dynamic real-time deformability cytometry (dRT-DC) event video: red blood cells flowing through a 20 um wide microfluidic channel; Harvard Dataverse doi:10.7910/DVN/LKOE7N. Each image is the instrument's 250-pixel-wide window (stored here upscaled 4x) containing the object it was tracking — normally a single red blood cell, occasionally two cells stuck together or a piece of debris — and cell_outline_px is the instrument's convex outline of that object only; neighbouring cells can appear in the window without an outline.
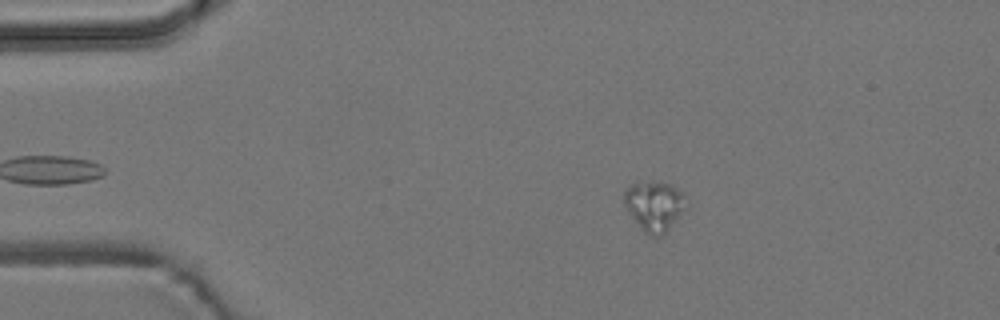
{"species": "common noctule bat (a hibernating species)", "species_latin": "Nyctalus noctula", "temperature_condition": "room temperature", "stored_images_in_passage": 4, "camera_frame_rate_fps": 3000, "um_per_image_px": 0.085, "animal": {"sex": "male", "body_mass_g": 19.2, "forearm_length_mm": 51.8}, "frame": {"image": 1, "passage_image": 1, "time_ms": 0.0, "image_size_px": [1000, 320], "cell_outline_px": [[688, 208], [660, 236], [652, 236], [644, 232], [640, 228], [628, 212], [624, 200], [624, 192], [636, 180], [672, 184], [684, 196]], "centroid_in_image_um": [55.62, 17.48], "position_along_channel_um": 29.4, "area_um2": 17.98}}
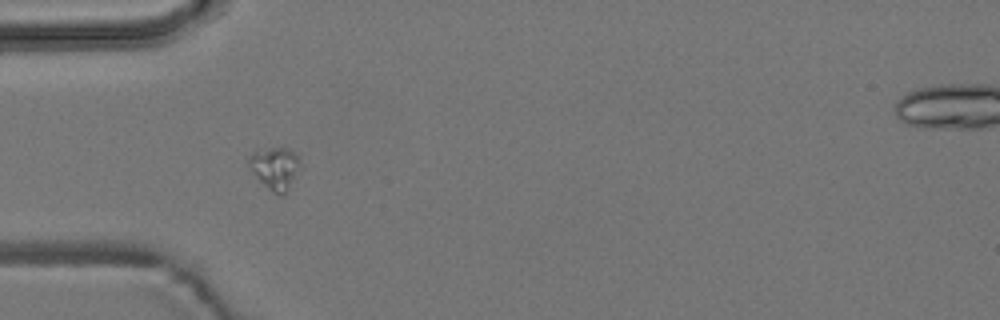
{"frame": {"image": 2, "passage_image": 3, "time_ms": 2.333, "image_size_px": [1000, 320], "cell_outline_px": [[304, 168], [284, 196], [276, 196], [248, 168], [248, 156], [252, 152], [268, 148], [288, 148], [300, 152]], "centroid_in_image_um": [23.5, 14.29], "position_along_channel_um": 61.5, "area_um2": 13.64}}
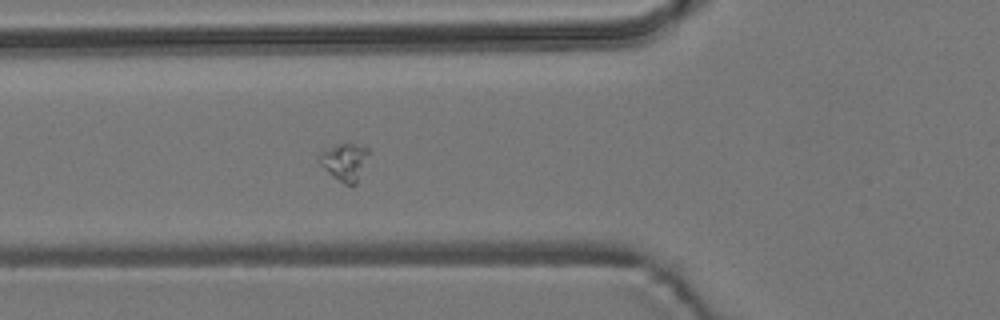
{"frame": {"image": 3, "passage_image": 4, "time_ms": 3.333, "image_size_px": [1000, 320], "cell_outline_px": [[372, 152], [356, 184], [352, 188], [344, 184], [332, 176], [316, 160], [316, 156], [320, 152], [340, 144], [352, 144], [368, 148]], "centroid_in_image_um": [29.32, 13.79], "position_along_channel_um": 96.5, "area_um2": 11.04}}